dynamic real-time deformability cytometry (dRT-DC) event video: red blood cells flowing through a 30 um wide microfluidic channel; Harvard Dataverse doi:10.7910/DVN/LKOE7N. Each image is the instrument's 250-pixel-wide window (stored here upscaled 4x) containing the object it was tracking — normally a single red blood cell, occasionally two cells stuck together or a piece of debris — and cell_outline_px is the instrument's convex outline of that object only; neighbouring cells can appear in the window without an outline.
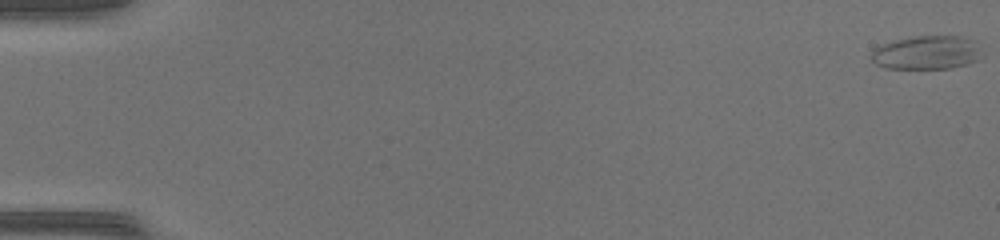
{"species": "common noctule bat (a hibernating species)", "species_latin": "Nyctalus noctula", "temperature_condition": "warm", "stored_images_in_passage": 50, "camera_frame_rate_fps": 3000, "um_per_image_px": 0.085, "animal": {"sex": "female", "body_mass_g": 17.0, "forearm_length_mm": 48.0}, "frame": {"image": 1, "passage_image": 1, "time_ms": 0.0, "image_size_px": [1000, 240], "cell_outline_px": [[980, 60], [952, 68], [884, 68], [876, 64], [872, 60], [872, 52], [876, 48], [884, 44], [896, 40], [920, 36], [956, 36], [976, 40]], "centroid_in_image_um": [78.79, 4.48], "position_along_channel_um": 6.2, "area_um2": 21.33}}
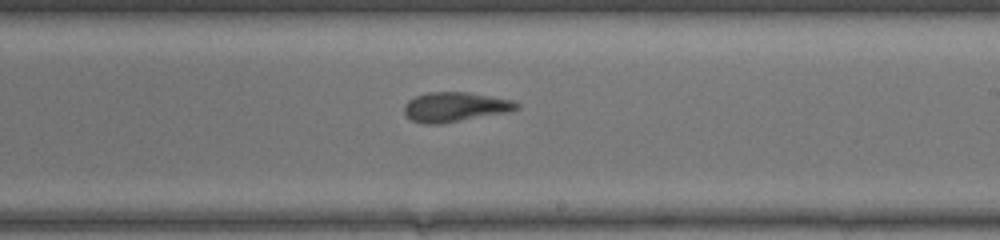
{"frame": {"image": 2, "passage_image": 31, "time_ms": 10.0, "image_size_px": [1000, 240], "cell_outline_px": [[520, 108], [508, 112], [440, 124], [424, 124], [412, 120], [404, 112], [404, 104], [408, 100], [416, 96], [428, 92], [468, 92], [512, 100], [520, 104]], "centroid_in_image_um": [38.68, 9.09], "position_along_channel_um": 250.3, "area_um2": 19.36}}
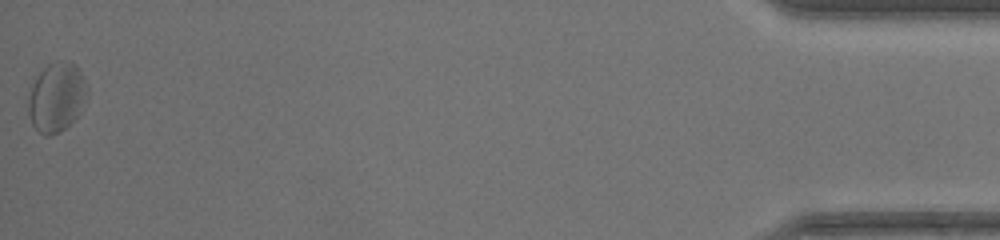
{"frame": {"image": 3, "passage_image": 50, "time_ms": 16.333, "image_size_px": [1000, 240], "cell_outline_px": [[88, 92], [76, 116], [60, 132], [48, 136], [44, 136], [32, 124], [28, 112], [28, 100], [32, 84], [36, 76], [48, 64], [56, 60], [68, 60], [76, 64], [84, 80]], "centroid_in_image_um": [4.78, 8.23], "position_along_channel_um": 430.4, "area_um2": 23.52}, "authors_computed_cell_mechanics": {"area_um2": 20.1144, "velocity_mm_per_s": 4.327, "shape_relaxation_time_tau1_ms": 8.9499, "shape_relaxation_time_tau2_ms": 3.3475, "deformation_change_tau1": 0.2101, "deformation_change_tau2": 0.1373}}